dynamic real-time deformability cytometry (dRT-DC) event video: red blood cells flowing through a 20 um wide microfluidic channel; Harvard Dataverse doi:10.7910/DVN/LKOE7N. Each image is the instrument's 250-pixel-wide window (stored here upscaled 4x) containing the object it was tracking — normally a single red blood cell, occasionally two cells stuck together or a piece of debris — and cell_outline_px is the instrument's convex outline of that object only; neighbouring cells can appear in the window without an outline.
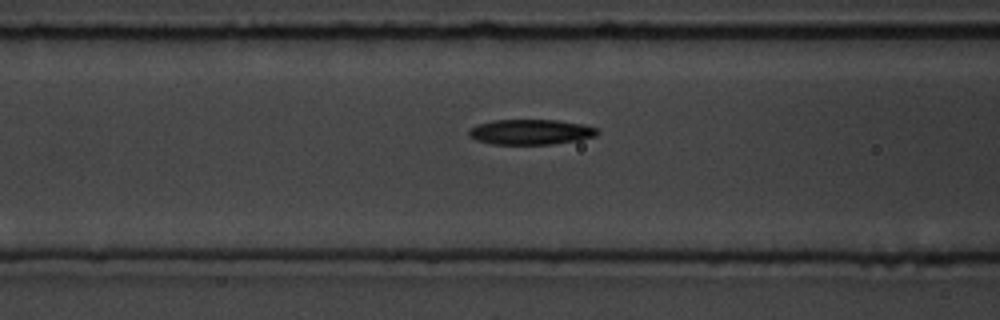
{"species": "common noctule bat (a hibernating species)", "species_latin": "Nyctalus noctula", "temperature_condition": "room temperature", "stored_images_in_passage": 8, "segment_of_instrument_passage": [2, 2], "camera_frame_rate_fps": 3000, "um_per_image_px": 0.085, "animal": {"sex": "male", "body_mass_g": 19.5, "forearm_length_mm": 54.6}, "frame": {"image": 1, "passage_image": 8, "time_ms": 8.0, "image_size_px": [1000, 320], "cell_outline_px": [[600, 132], [596, 136], [580, 140], [552, 144], [492, 144], [476, 140], [468, 136], [468, 132], [476, 124], [492, 120], [556, 120], [584, 124], [596, 128]], "centroid_in_image_um": [45.12, 11.22], "position_along_channel_um": 121.5, "area_um2": 19.02}}